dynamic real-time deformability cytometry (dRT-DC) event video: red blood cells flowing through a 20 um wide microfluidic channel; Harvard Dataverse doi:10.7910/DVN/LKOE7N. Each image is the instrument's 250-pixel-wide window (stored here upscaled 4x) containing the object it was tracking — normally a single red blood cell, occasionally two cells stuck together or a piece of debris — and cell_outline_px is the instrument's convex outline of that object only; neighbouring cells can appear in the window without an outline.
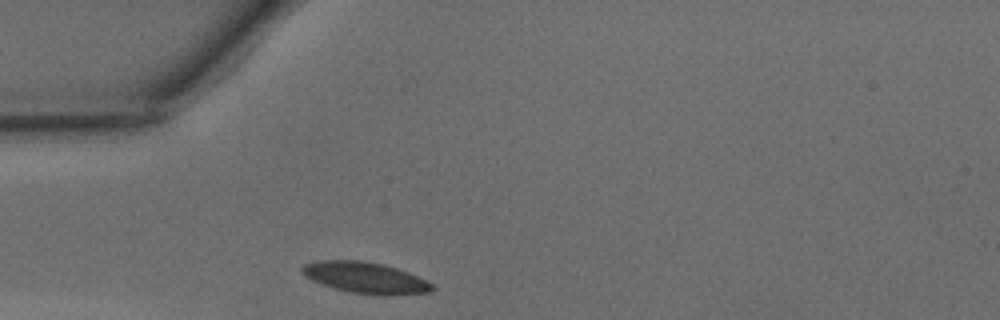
{"species": "common noctule bat (a hibernating species)", "species_latin": "Nyctalus noctula", "temperature_condition": "warm", "stored_images_in_passage": 25, "camera_frame_rate_fps": 3000, "um_per_image_px": 0.085, "animal": {"sex": "male", "body_mass_g": 15.6}, "frame": {"image": 1, "passage_image": 1, "time_ms": 0.0, "image_size_px": [1000, 320], "cell_outline_px": [[436, 288], [428, 292], [384, 296], [352, 292], [336, 288], [312, 280], [304, 276], [300, 272], [300, 268], [304, 264], [316, 260], [360, 260], [380, 264], [396, 268], [408, 272], [428, 280]], "centroid_in_image_um": [31.05, 23.6], "position_along_channel_um": 53.9, "area_um2": 23.58}}
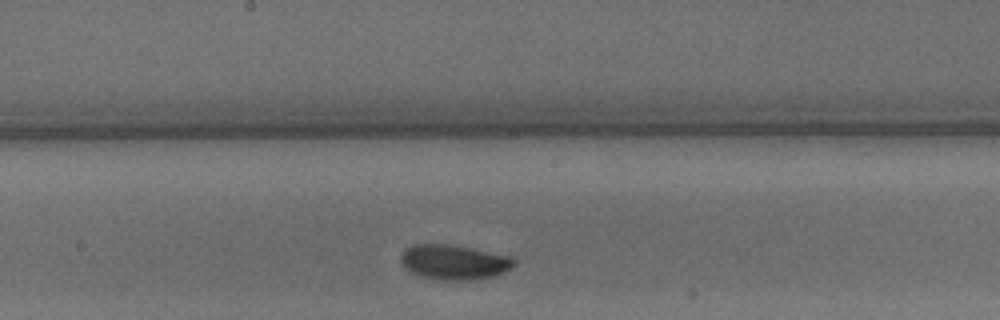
{"frame": {"image": 2, "passage_image": 13, "time_ms": 4.0, "image_size_px": [1000, 320], "cell_outline_px": [[516, 264], [512, 268], [496, 276], [476, 280], [436, 280], [420, 276], [412, 272], [400, 260], [400, 256], [408, 248], [416, 244], [448, 244], [472, 248], [508, 256], [516, 260]], "centroid_in_image_um": [38.64, 22.3], "position_along_channel_um": 209.6, "area_um2": 22.95}}
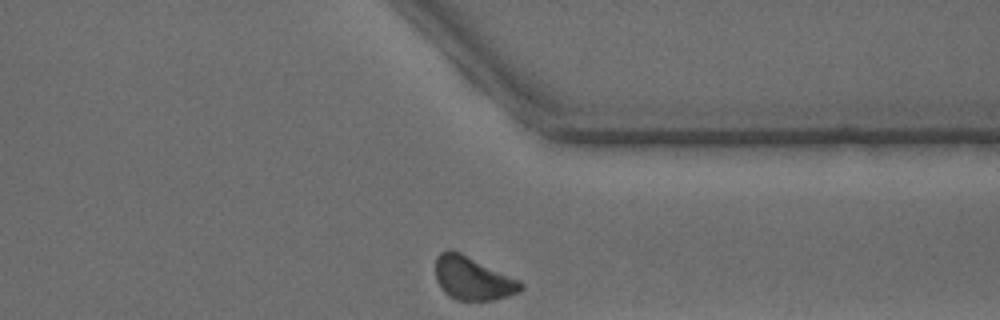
{"frame": {"image": 3, "passage_image": 25, "time_ms": 8.0, "image_size_px": [1000, 320], "cell_outline_px": [[524, 288], [508, 296], [492, 300], [456, 300], [448, 296], [440, 288], [436, 280], [436, 256], [440, 252], [460, 252], [520, 280], [524, 284]], "centroid_in_image_um": [40.18, 23.68], "position_along_channel_um": 371.2, "area_um2": 21.33}, "authors_computed_cell_mechanics": {"area_um2": 21.7906, "velocity_mm_per_s": 4.0831, "shape_relaxation_time_tau1_ms": 3.8293, "shape_relaxation_time_tau2_ms": null, "deformation_change_tau1": 0.14, "deformation_change_tau2": null}}